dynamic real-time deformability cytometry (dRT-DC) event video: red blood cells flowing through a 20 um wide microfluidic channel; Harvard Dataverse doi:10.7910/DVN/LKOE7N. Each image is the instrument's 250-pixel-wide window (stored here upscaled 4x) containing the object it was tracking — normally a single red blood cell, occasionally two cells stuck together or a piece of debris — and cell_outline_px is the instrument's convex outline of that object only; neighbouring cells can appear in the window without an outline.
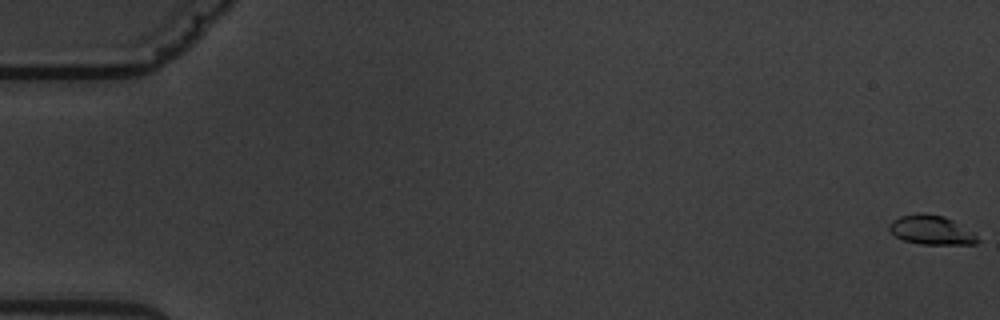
{"species": "common noctule bat (a hibernating species)", "species_latin": "Nyctalus noctula", "temperature_condition": "warm", "stored_images_in_passage": 9, "camera_frame_rate_fps": 3000, "um_per_image_px": 0.085, "animal": {"sex": "male", "body_mass_g": 19.5, "forearm_length_mm": 54.6}, "frame": {"image": 1, "passage_image": 1, "time_ms": 0.0, "image_size_px": [1000, 320], "cell_outline_px": [[980, 240], [976, 244], [920, 244], [904, 240], [896, 236], [888, 228], [888, 224], [892, 220], [900, 216], [920, 212], [944, 216], [952, 220], [976, 236]], "centroid_in_image_um": [79.11, 19.54], "position_along_channel_um": 5.9, "area_um2": 14.8}}
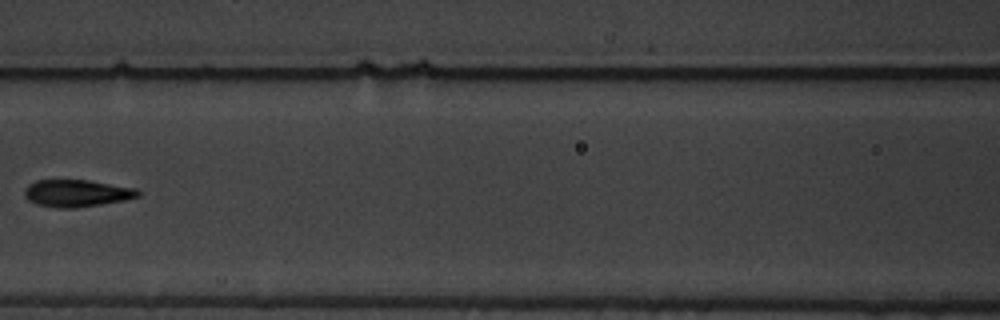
{"frame": {"image": 2, "passage_image": 8, "time_ms": 9.0, "image_size_px": [1000, 320], "cell_outline_px": [[140, 196], [124, 200], [76, 208], [56, 208], [40, 204], [28, 200], [24, 196], [24, 192], [28, 184], [36, 180], [88, 180], [136, 188], [140, 192]], "centroid_in_image_um": [6.52, 16.42], "position_along_channel_um": 160.1, "area_um2": 17.86}}
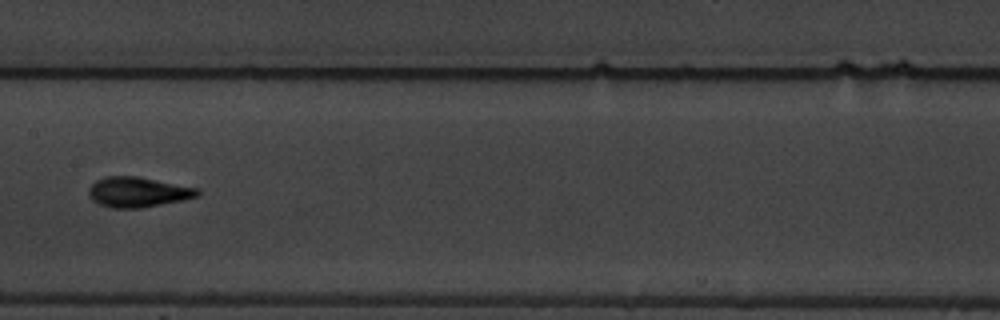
{"frame": {"image": 3, "passage_image": 9, "time_ms": 10.0, "image_size_px": [1000, 320], "cell_outline_px": [[200, 196], [140, 208], [112, 208], [100, 204], [92, 200], [88, 196], [88, 188], [96, 180], [104, 176], [136, 176], [200, 188]], "centroid_in_image_um": [11.7, 16.32], "position_along_channel_um": 195.7, "area_um2": 19.13}}